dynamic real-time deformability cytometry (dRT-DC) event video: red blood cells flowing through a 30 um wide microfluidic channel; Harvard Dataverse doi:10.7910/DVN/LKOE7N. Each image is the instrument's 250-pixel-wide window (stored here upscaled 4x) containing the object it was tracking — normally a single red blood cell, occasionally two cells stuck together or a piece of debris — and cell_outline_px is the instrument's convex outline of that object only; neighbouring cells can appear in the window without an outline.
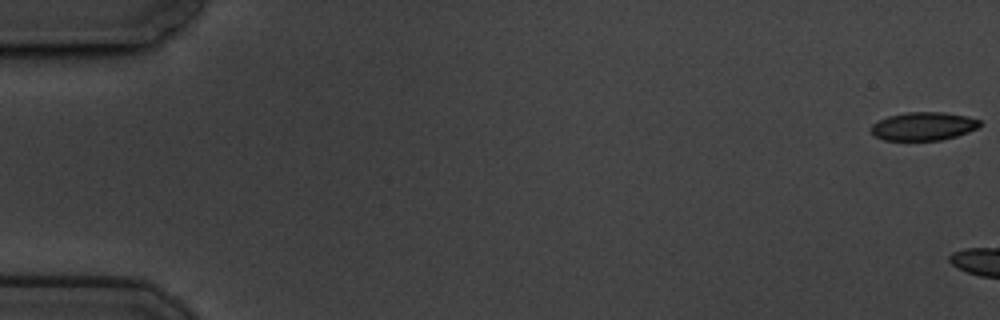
{"species": "common noctule bat (a hibernating species)", "species_latin": "Nyctalus noctula", "temperature_condition": "cold", "stored_images_in_passage": 6, "camera_frame_rate_fps": 3000, "um_per_image_px": 0.085, "animal": {"sex": "male", "body_mass_g": 19.5, "forearm_length_mm": 54.6}, "frame": {"image": 1, "passage_image": 1, "time_ms": 0.0, "image_size_px": [1000, 320], "cell_outline_px": [[980, 124], [976, 128], [968, 132], [956, 136], [940, 140], [884, 140], [876, 136], [872, 132], [872, 124], [888, 116], [908, 112], [944, 112], [968, 116], [980, 120]], "centroid_in_image_um": [78.51, 10.72], "position_along_channel_um": 6.5, "area_um2": 17.74}}